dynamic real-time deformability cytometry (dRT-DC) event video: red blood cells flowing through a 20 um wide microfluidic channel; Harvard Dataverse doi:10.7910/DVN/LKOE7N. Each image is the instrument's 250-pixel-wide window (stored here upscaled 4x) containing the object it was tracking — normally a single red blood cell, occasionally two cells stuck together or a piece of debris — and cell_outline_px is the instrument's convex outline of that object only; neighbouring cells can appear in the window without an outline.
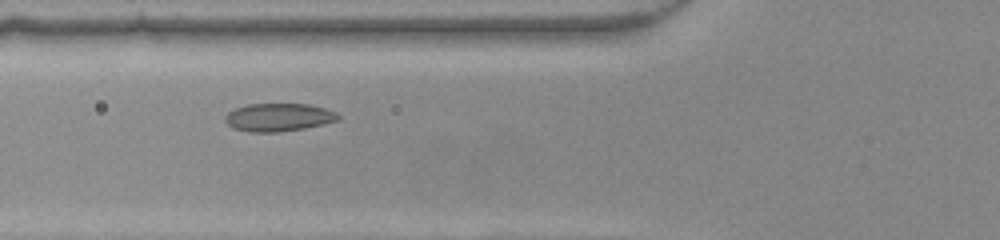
{"species": "common noctule bat (a hibernating species)", "species_latin": "Nyctalus noctula", "temperature_condition": "warm", "stored_images_in_passage": 41, "camera_frame_rate_fps": 3000, "um_per_image_px": 0.085, "animal": {"sex": "female", "body_mass_g": 22.0, "forearm_length_mm": 56.7}, "frame": {"image": 1, "passage_image": 10, "time_ms": 3.0, "image_size_px": [1000, 240], "cell_outline_px": [[340, 120], [324, 124], [304, 128], [276, 132], [248, 132], [232, 128], [224, 120], [224, 116], [228, 112], [236, 108], [248, 104], [308, 104], [324, 108], [336, 112], [340, 116]], "centroid_in_image_um": [23.67, 9.97], "position_along_channel_um": 102.1, "area_um2": 18.5}}
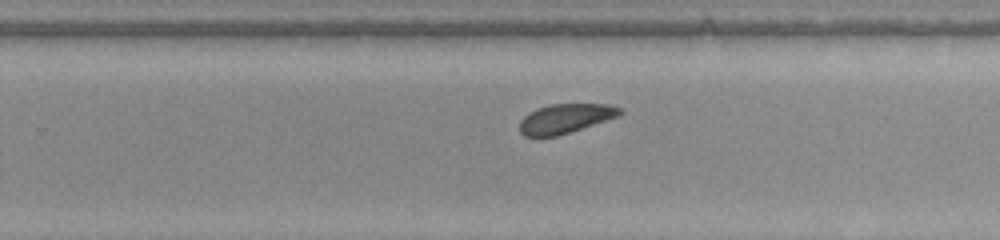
{"frame": {"image": 2, "passage_image": 23, "time_ms": 7.333, "image_size_px": [1000, 240], "cell_outline_px": [[624, 112], [620, 116], [556, 136], [524, 136], [520, 132], [520, 120], [528, 112], [536, 108], [552, 104], [608, 104], [620, 108]], "centroid_in_image_um": [48.05, 10.06], "position_along_channel_um": 281.7, "area_um2": 17.11}}
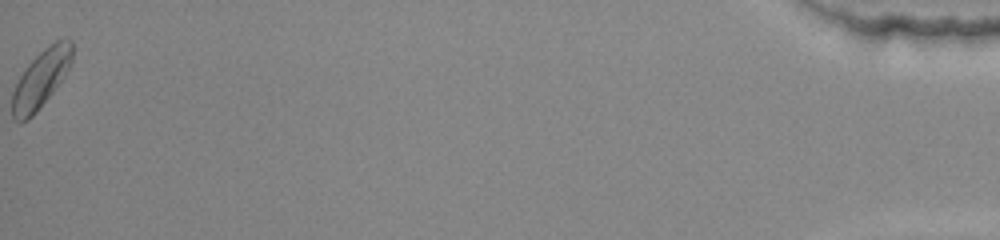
{"frame": {"image": 3, "passage_image": 41, "time_ms": 13.333, "image_size_px": [1000, 240], "cell_outline_px": [[72, 60], [68, 68], [52, 92], [36, 112], [32, 116], [24, 120], [16, 120], [12, 116], [12, 92], [20, 76], [28, 64], [48, 44], [64, 36], [72, 40]], "centroid_in_image_um": [3.49, 6.64], "position_along_channel_um": 431.7, "area_um2": 19.83}}